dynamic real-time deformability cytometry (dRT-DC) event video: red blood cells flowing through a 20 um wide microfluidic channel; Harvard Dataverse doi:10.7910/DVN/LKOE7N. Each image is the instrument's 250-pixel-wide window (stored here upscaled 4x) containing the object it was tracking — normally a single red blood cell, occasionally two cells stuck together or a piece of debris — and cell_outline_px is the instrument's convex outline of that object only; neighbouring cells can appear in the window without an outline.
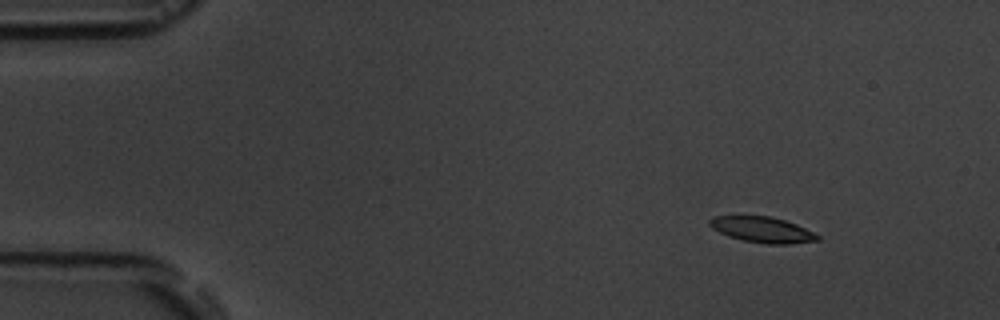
{"species": "common noctule bat (a hibernating species)", "species_latin": "Nyctalus noctula", "temperature_condition": "room temperature", "stored_images_in_passage": 5, "camera_frame_rate_fps": 3000, "um_per_image_px": 0.085, "animal": {"sex": "male", "body_mass_g": 19.5, "forearm_length_mm": 54.6}, "frame": {"image": 1, "passage_image": 2, "time_ms": 2.0, "image_size_px": [1000, 320], "cell_outline_px": [[820, 240], [792, 244], [764, 244], [744, 240], [728, 236], [712, 228], [708, 224], [708, 220], [712, 216], [768, 216], [784, 220], [796, 224], [820, 236]], "centroid_in_image_um": [64.78, 19.53], "position_along_channel_um": 20.2, "area_um2": 16.13}}
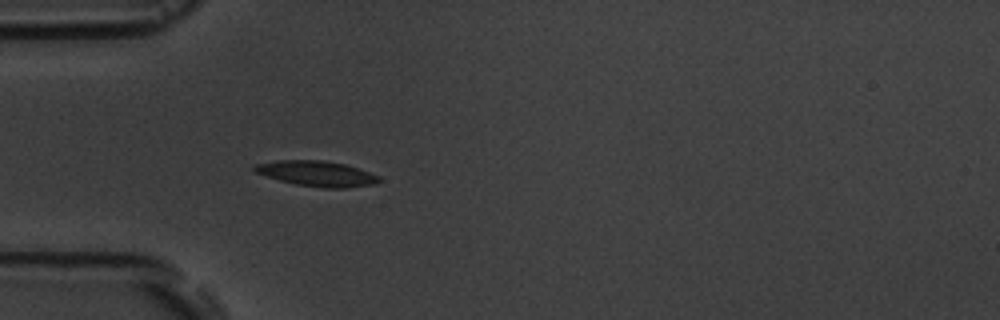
{"frame": {"image": 2, "passage_image": 5, "time_ms": 5.333, "image_size_px": [1000, 320], "cell_outline_px": [[380, 180], [376, 184], [344, 188], [324, 188], [296, 184], [280, 180], [256, 172], [252, 168], [252, 164], [276, 160], [324, 160], [344, 164], [380, 176]], "centroid_in_image_um": [26.91, 14.75], "position_along_channel_um": 58.1, "area_um2": 18.32}}